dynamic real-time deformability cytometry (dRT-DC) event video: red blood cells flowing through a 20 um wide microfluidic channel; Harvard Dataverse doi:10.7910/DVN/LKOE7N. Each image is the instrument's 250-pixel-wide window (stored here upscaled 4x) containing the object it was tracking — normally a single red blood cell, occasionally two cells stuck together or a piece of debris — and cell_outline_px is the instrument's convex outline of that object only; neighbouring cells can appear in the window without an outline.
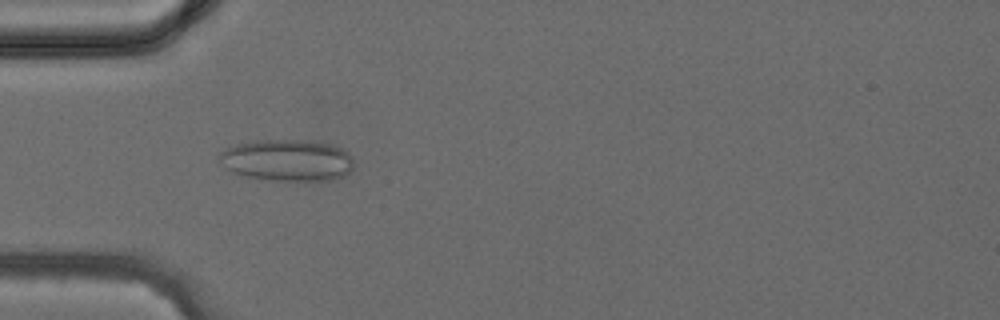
{"species": "common noctule bat (a hibernating species)", "species_latin": "Nyctalus noctula", "temperature_condition": "cold", "stored_images_in_passage": 36, "camera_frame_rate_fps": 3000, "um_per_image_px": 0.085, "animal": {"sex": "female", "body_mass_g": 24.6, "forearm_length_mm": 56.2}, "frame": {"image": 1, "passage_image": 9, "time_ms": 2.667, "image_size_px": [1000, 320], "cell_outline_px": [[352, 168], [344, 176], [336, 180], [272, 180], [248, 176], [232, 172], [220, 164], [220, 152], [224, 148], [236, 144], [260, 140], [300, 140], [332, 144], [348, 152], [352, 156]], "centroid_in_image_um": [24.41, 13.62], "position_along_channel_um": 60.6, "area_um2": 32.54}}
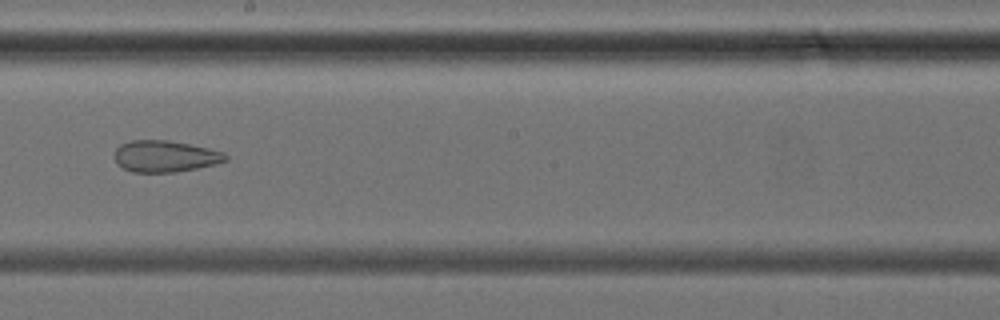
{"frame": {"image": 2, "passage_image": 19, "time_ms": 6.0, "image_size_px": [1000, 320], "cell_outline_px": [[228, 160], [216, 164], [196, 168], [172, 172], [132, 172], [116, 164], [116, 148], [120, 144], [132, 140], [168, 140], [208, 148], [224, 152], [228, 156]], "centroid_in_image_um": [14.04, 13.28], "position_along_channel_um": 234.2, "area_um2": 20.29}}
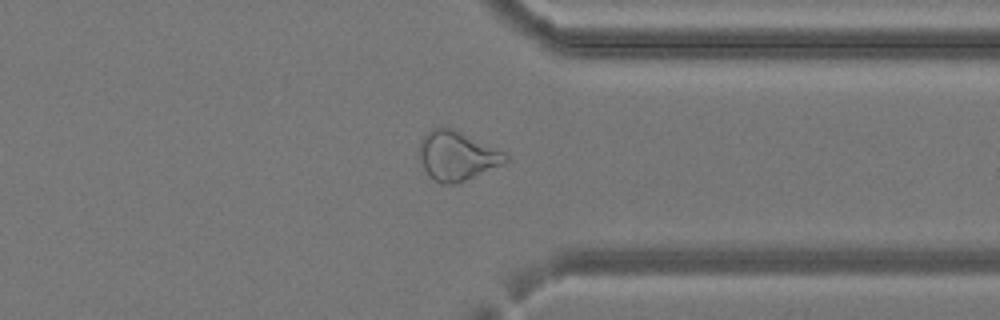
{"frame": {"image": 3, "passage_image": 27, "time_ms": 8.667, "image_size_px": [1000, 320], "cell_outline_px": [[508, 160], [504, 164], [456, 184], [440, 184], [432, 180], [428, 176], [424, 168], [420, 156], [420, 140], [432, 128], [452, 128], [504, 152], [508, 156]], "centroid_in_image_um": [38.84, 13.27], "position_along_channel_um": 372.6, "area_um2": 24.45}}